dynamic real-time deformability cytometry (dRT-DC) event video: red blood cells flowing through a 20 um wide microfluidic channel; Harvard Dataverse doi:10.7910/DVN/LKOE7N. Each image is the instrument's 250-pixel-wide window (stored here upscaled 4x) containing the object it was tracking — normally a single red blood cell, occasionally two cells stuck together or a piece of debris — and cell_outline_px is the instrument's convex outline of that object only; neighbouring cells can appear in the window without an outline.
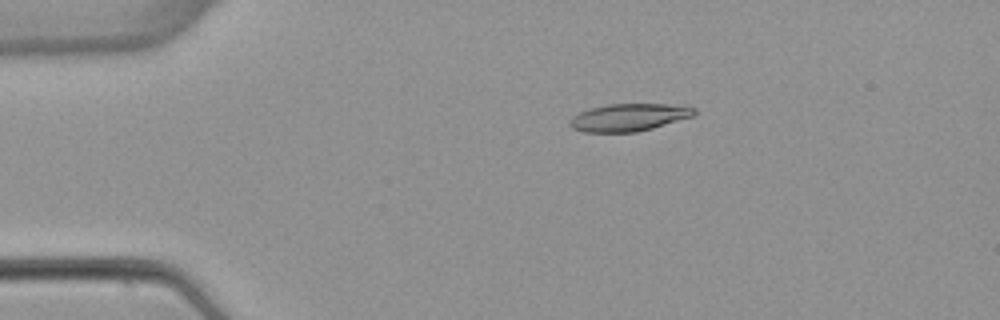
{"species": "common noctule bat (a hibernating species)", "species_latin": "Nyctalus noctula", "temperature_condition": "warm", "stored_images_in_passage": 4, "camera_frame_rate_fps": 3000, "um_per_image_px": 0.085, "animal": {"sex": "female", "body_mass_g": 22.7, "forearm_length_mm": 54.2}, "frame": {"image": 1, "passage_image": 2, "time_ms": 2.0, "image_size_px": [1000, 320], "cell_outline_px": [[696, 112], [692, 116], [652, 128], [636, 132], [584, 132], [572, 128], [568, 124], [568, 120], [572, 116], [580, 112], [592, 108], [608, 104], [684, 104], [696, 108]], "centroid_in_image_um": [53.45, 9.97], "position_along_channel_um": 31.5, "area_um2": 20.0}}
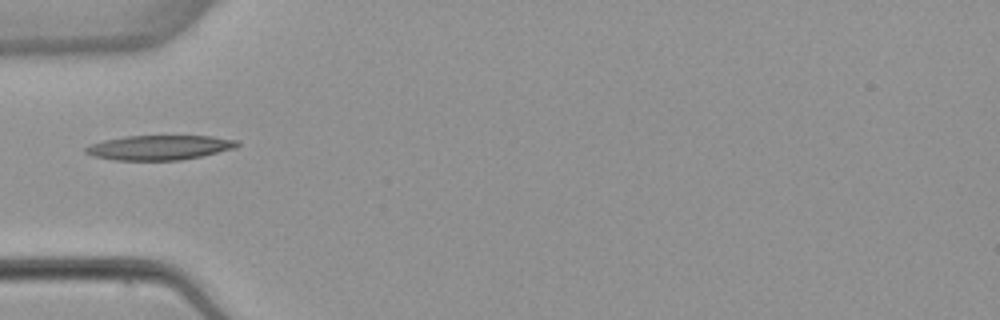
{"frame": {"image": 2, "passage_image": 4, "time_ms": 4.333, "image_size_px": [1000, 320], "cell_outline_px": [[240, 144], [236, 148], [200, 156], [180, 160], [116, 160], [92, 156], [84, 152], [84, 148], [92, 144], [104, 140], [124, 136], [212, 136], [240, 140]], "centroid_in_image_um": [13.57, 12.53], "position_along_channel_um": 71.4, "area_um2": 21.79}}